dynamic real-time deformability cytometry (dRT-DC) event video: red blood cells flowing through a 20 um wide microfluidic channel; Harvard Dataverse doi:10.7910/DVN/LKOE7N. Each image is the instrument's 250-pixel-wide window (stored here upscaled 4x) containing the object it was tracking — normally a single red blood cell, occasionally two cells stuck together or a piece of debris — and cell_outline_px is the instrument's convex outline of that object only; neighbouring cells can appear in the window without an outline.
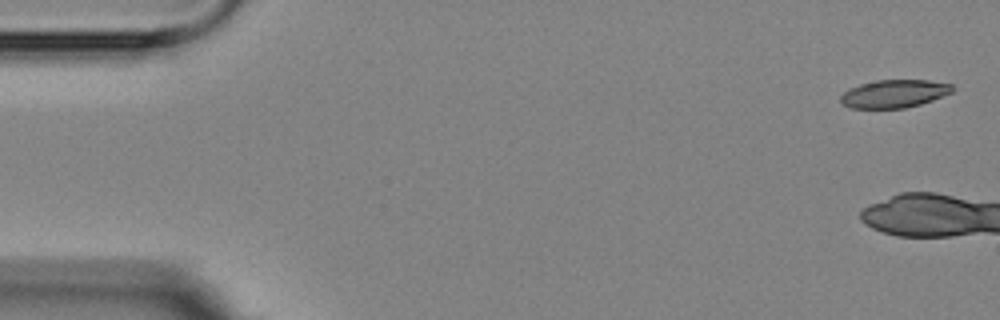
{"species": "Egyptian fruit bat (a non-hibernating species)", "species_latin": "Rousettus aegyptiacus", "temperature_condition": "room temperature", "stored_images_in_passage": 6, "camera_frame_rate_fps": 3000, "um_per_image_px": 0.085, "animal": {"sex": "female"}, "frame": {"image": 1, "passage_image": 1, "time_ms": 0.0, "image_size_px": [1000, 320], "cell_outline_px": [[956, 88], [952, 92], [932, 100], [920, 104], [904, 108], [848, 108], [840, 104], [840, 96], [848, 88], [860, 84], [876, 80], [928, 80], [952, 84]], "centroid_in_image_um": [75.97, 7.96], "position_along_channel_um": 9.0, "area_um2": 18.38}}